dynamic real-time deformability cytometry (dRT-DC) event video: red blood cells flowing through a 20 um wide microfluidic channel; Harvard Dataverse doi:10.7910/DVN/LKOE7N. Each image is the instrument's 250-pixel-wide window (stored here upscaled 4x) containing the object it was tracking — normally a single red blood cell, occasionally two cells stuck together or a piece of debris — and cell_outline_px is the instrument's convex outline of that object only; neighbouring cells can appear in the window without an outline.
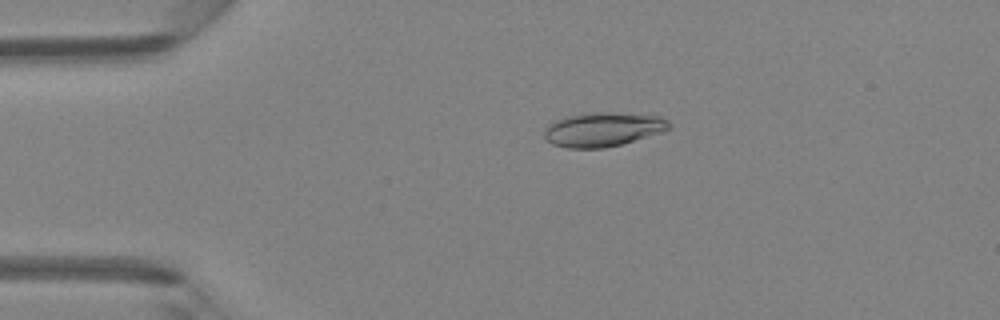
{"species": "Egyptian fruit bat (a non-hibernating species)", "species_latin": "Rousettus aegyptiacus", "temperature_condition": "room temperature", "stored_images_in_passage": 47, "camera_frame_rate_fps": 3000, "um_per_image_px": 0.085, "animal": {"sex": "female"}, "frame": {"image": 1, "passage_image": 10, "time_ms": 3.0, "image_size_px": [1000, 320], "cell_outline_px": [[672, 128], [660, 132], [620, 144], [604, 148], [564, 148], [552, 144], [544, 136], [544, 128], [548, 124], [556, 120], [568, 116], [592, 112], [612, 112], [660, 116], [668, 120], [672, 124]], "centroid_in_image_um": [51.24, 10.99], "position_along_channel_um": 33.8, "area_um2": 24.8}}
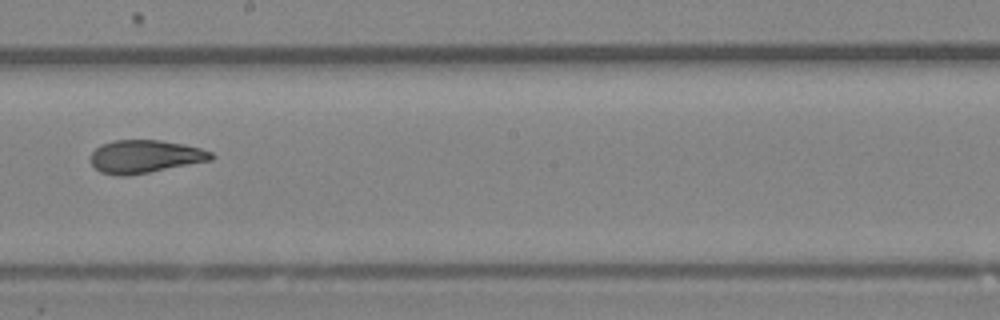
{"frame": {"image": 2, "passage_image": 27, "time_ms": 8.667, "image_size_px": [1000, 320], "cell_outline_px": [[216, 156], [212, 160], [128, 176], [116, 176], [100, 172], [92, 164], [92, 152], [100, 144], [112, 140], [160, 140], [184, 144], [200, 148], [212, 152]], "centroid_in_image_um": [12.33, 13.3], "position_along_channel_um": 235.9, "area_um2": 23.24}}
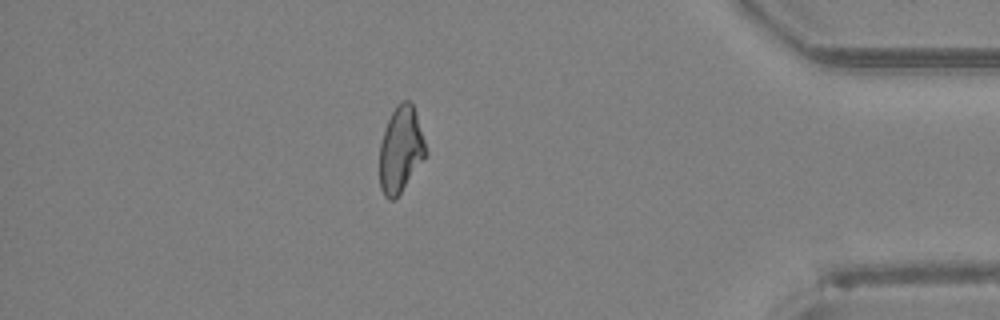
{"frame": {"image": 3, "passage_image": 41, "time_ms": 13.333, "image_size_px": [1000, 320], "cell_outline_px": [[428, 152], [400, 192], [392, 200], [388, 200], [384, 196], [380, 188], [380, 144], [384, 128], [396, 104], [404, 100], [408, 100], [412, 104]], "centroid_in_image_um": [34.03, 12.71], "position_along_channel_um": 401.2, "area_um2": 22.66}, "authors_computed_cell_mechanics": {"area_um2": 24.1604, "velocity_mm_per_s": 4.3472, "shape_relaxation_time_tau1_ms": null, "shape_relaxation_time_tau2_ms": 1.6157, "deformation_change_tau1": null, "deformation_change_tau2": 0.0846}}